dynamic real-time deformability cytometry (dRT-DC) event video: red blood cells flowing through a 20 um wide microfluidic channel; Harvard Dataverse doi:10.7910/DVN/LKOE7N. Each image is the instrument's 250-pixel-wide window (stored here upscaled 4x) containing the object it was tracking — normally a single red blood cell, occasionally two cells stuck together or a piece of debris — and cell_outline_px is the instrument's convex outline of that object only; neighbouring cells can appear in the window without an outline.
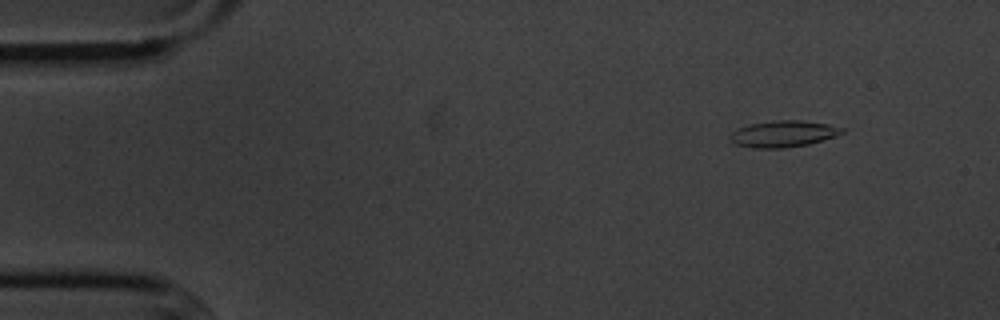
{"species": "common noctule bat (a hibernating species)", "species_latin": "Nyctalus noctula", "temperature_condition": "cold", "stored_images_in_passage": 5, "camera_frame_rate_fps": 3000, "um_per_image_px": 0.085, "animal": {"sex": "male", "body_mass_g": 20.1, "forearm_length_mm": 53.5}, "frame": {"image": 1, "passage_image": 1, "time_ms": 0.0, "image_size_px": [1000, 320], "cell_outline_px": [[844, 132], [836, 136], [808, 144], [784, 148], [752, 148], [736, 144], [728, 140], [728, 136], [732, 132], [740, 128], [752, 124], [776, 120], [800, 120], [828, 124], [844, 128]], "centroid_in_image_um": [66.57, 11.38], "position_along_channel_um": 18.4, "area_um2": 17.17}}
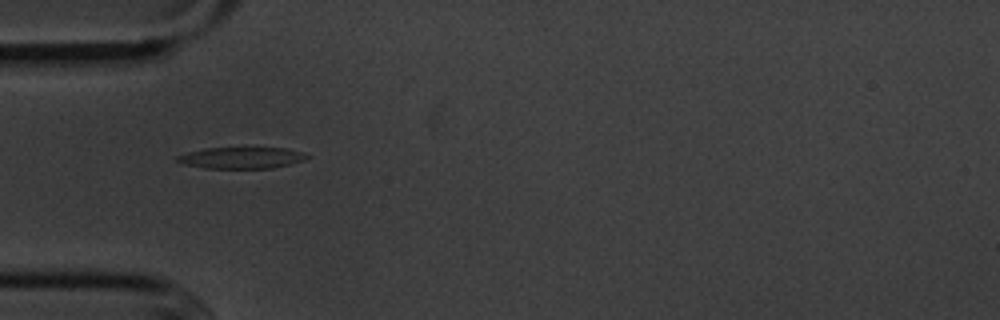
{"frame": {"image": 2, "passage_image": 4, "time_ms": 3.667, "image_size_px": [1000, 320], "cell_outline_px": [[308, 156], [304, 160], [272, 168], [204, 168], [184, 164], [176, 160], [176, 156], [188, 152], [204, 148], [288, 148], [304, 152]], "centroid_in_image_um": [20.51, 13.41], "position_along_channel_um": 64.5, "area_um2": 16.07}}
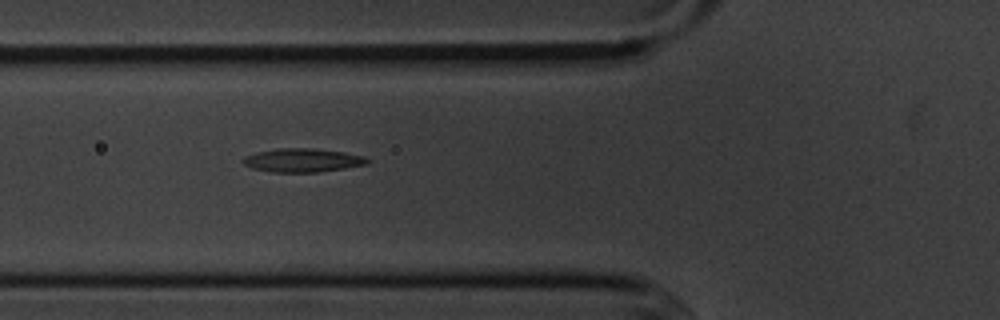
{"frame": {"image": 3, "passage_image": 5, "time_ms": 4.667, "image_size_px": [1000, 320], "cell_outline_px": [[372, 160], [368, 164], [344, 168], [316, 172], [272, 172], [252, 168], [244, 164], [240, 160], [244, 156], [256, 152], [280, 148], [312, 148], [344, 152], [364, 156]], "centroid_in_image_um": [25.71, 13.62], "position_along_channel_um": 100.1, "area_um2": 17.17}}